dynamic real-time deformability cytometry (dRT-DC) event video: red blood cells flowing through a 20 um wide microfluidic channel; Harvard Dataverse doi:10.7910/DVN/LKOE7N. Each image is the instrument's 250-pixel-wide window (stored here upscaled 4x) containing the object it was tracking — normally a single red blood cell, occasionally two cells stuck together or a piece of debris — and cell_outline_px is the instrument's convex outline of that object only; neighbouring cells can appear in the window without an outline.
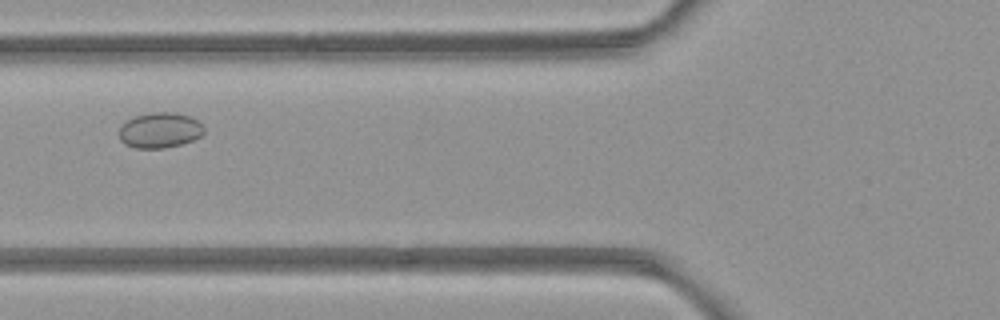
{"species": "common noctule bat (a hibernating species)", "species_latin": "Nyctalus noctula", "temperature_condition": "room temperature", "stored_images_in_passage": 4, "camera_frame_rate_fps": 3000, "um_per_image_px": 0.085, "animal": {"sex": "female", "body_mass_g": 21.9}, "frame": {"image": 1, "passage_image": 4, "time_ms": 3.333, "image_size_px": [1000, 320], "cell_outline_px": [[204, 132], [200, 136], [192, 140], [180, 144], [164, 148], [136, 148], [124, 144], [120, 140], [120, 128], [128, 120], [136, 116], [152, 112], [176, 112], [188, 116], [196, 120], [204, 128]], "centroid_in_image_um": [13.58, 11.07], "position_along_channel_um": 112.2, "area_um2": 17.28}}